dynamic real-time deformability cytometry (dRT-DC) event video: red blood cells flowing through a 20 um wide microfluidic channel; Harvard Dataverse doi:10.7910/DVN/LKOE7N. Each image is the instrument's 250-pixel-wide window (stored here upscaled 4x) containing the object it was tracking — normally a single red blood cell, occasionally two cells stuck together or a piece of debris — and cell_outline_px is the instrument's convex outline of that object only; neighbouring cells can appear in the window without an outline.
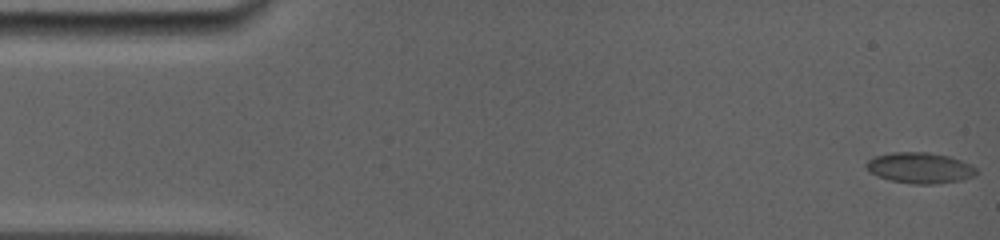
{"species": "common noctule bat (a hibernating species)", "species_latin": "Nyctalus noctula", "temperature_condition": "room temperature", "stored_images_in_passage": 51, "camera_frame_rate_fps": 5000, "um_per_image_px": 0.085, "animal": {"sex": "female", "body_mass_g": 19.0, "forearm_length_mm": 56.7}, "frame": {"image": 1, "passage_image": 1, "time_ms": 0.0, "image_size_px": [1000, 240], "cell_outline_px": [[976, 176], [964, 180], [932, 184], [912, 184], [888, 180], [876, 176], [868, 172], [864, 164], [868, 160], [876, 156], [892, 152], [928, 152], [948, 156], [972, 164], [976, 168]], "centroid_in_image_um": [78.18, 14.28], "position_along_channel_um": 6.8, "area_um2": 20.06}}
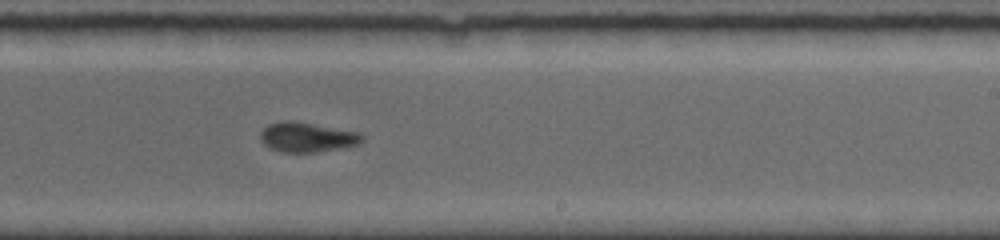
{"frame": {"image": 2, "passage_image": 30, "time_ms": 9.8, "image_size_px": [1000, 240], "cell_outline_px": [[364, 140], [356, 144], [340, 148], [316, 152], [284, 152], [268, 148], [260, 140], [260, 132], [268, 124], [284, 120], [292, 120], [360, 132], [364, 136]], "centroid_in_image_um": [26.08, 11.65], "position_along_channel_um": 262.9, "area_um2": 17.69}}
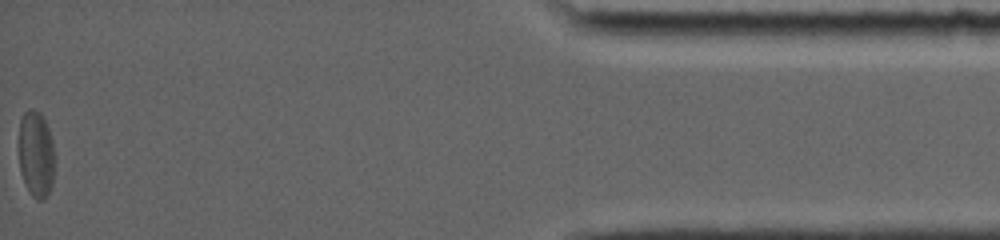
{"frame": {"image": 3, "passage_image": 51, "time_ms": 16.0, "image_size_px": [1000, 240], "cell_outline_px": [[52, 184], [44, 200], [36, 200], [32, 196], [20, 172], [20, 116], [28, 108], [32, 108], [40, 112], [44, 116], [52, 140]], "centroid_in_image_um": [3.05, 13.05], "position_along_channel_um": 432.2, "area_um2": 17.69}, "authors_computed_cell_mechanics": {"area_um2": 18.207, "velocity_mm_per_s": 3.9031, "shape_relaxation_time_tau1_ms": 9.2879, "shape_relaxation_time_tau2_ms": 2.9922, "deformation_change_tau1": 0.1494, "deformation_change_tau2": 0.0666}}